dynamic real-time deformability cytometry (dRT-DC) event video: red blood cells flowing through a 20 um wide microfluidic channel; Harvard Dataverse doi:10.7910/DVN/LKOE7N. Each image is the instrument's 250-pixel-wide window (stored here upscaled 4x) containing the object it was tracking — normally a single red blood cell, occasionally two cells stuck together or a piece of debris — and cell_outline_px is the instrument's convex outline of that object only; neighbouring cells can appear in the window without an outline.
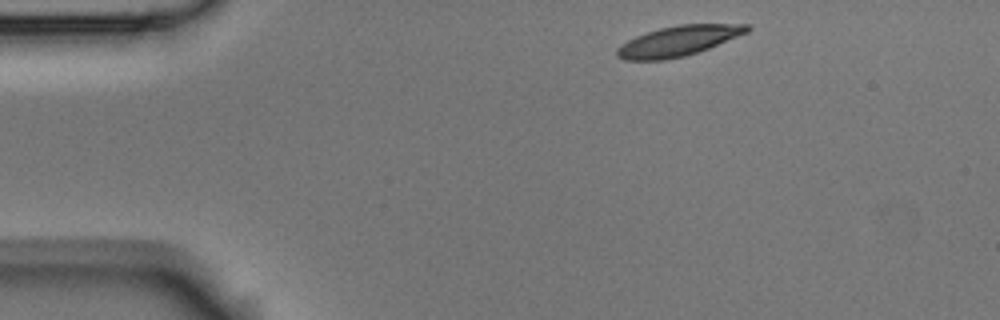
{"species": "Egyptian fruit bat (a non-hibernating species)", "species_latin": "Rousettus aegyptiacus", "temperature_condition": "room temperature", "stored_images_in_passage": 3, "camera_frame_rate_fps": 3000, "um_per_image_px": 0.085, "animal": {"sex": "male"}, "frame": {"image": 1, "passage_image": 1, "time_ms": 0.0, "image_size_px": [1000, 320], "cell_outline_px": [[752, 28], [748, 32], [708, 48], [684, 56], [664, 60], [624, 60], [616, 56], [616, 48], [628, 40], [636, 36], [660, 28], [676, 24], [748, 24]], "centroid_in_image_um": [57.64, 3.48], "position_along_channel_um": 27.4, "area_um2": 22.72}}